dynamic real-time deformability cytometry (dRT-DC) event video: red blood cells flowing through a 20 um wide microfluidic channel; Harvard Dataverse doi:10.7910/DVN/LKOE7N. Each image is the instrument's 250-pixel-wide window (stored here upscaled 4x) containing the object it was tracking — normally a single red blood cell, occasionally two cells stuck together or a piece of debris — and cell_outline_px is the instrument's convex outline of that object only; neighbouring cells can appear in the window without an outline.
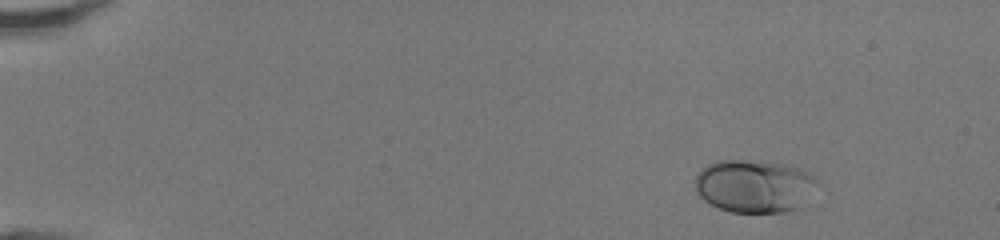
{"species": "human", "species_latin": "Homo sapiens", "temperature_condition": "room temperature", "stored_images_in_passage": 44, "camera_frame_rate_fps": 3000, "um_per_image_px": 0.085, "donor": {"sex": "female"}, "frame": {"image": 1, "passage_image": 1, "time_ms": 0.0, "image_size_px": [1000, 240], "cell_outline_px": [[824, 184], [796, 208], [784, 212], [732, 212], [720, 208], [704, 200], [696, 192], [696, 176], [700, 168], [716, 160], [760, 160], [788, 164], [800, 168], [816, 176]], "centroid_in_image_um": [64.19, 15.78], "position_along_channel_um": 20.8, "area_um2": 38.38}}
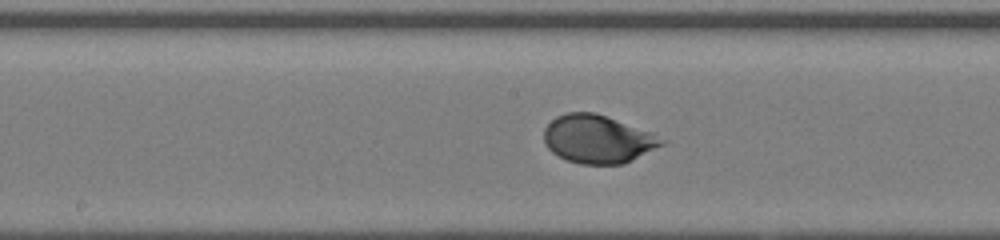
{"frame": {"image": 2, "passage_image": 22, "time_ms": 7.0, "image_size_px": [1000, 240], "cell_outline_px": [[668, 140], [664, 144], [624, 164], [580, 164], [568, 160], [552, 152], [548, 148], [544, 140], [544, 128], [556, 116], [568, 112], [596, 112], [652, 132]], "centroid_in_image_um": [50.83, 11.81], "position_along_channel_um": 197.4, "area_um2": 33.12}}
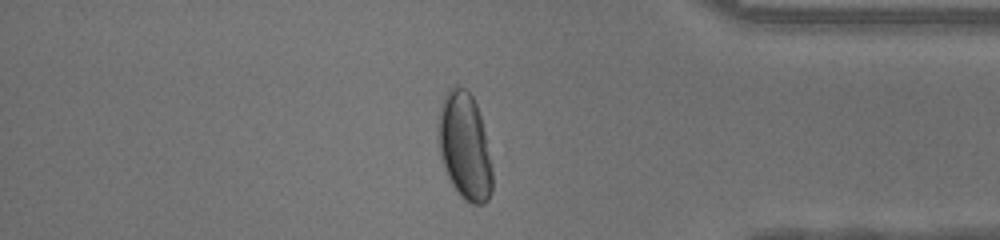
{"frame": {"image": 3, "passage_image": 37, "time_ms": 12.0, "image_size_px": [1000, 240], "cell_outline_px": [[492, 192], [488, 200], [484, 204], [472, 204], [464, 200], [456, 192], [444, 168], [440, 156], [436, 136], [436, 128], [440, 104], [448, 88], [452, 84], [456, 84], [464, 88], [472, 96], [476, 104], [480, 116], [484, 132], [492, 172]], "centroid_in_image_um": [39.44, 12.42], "position_along_channel_um": 395.8, "area_um2": 34.16}, "authors_computed_cell_mechanics": {"area_um2": 33.5818, "velocity_mm_per_s": 4.2918, "shape_relaxation_time_tau1_ms": 2.3779, "shape_relaxation_time_tau2_ms": null, "deformation_change_tau1": 0.1633, "deformation_change_tau2": null}}